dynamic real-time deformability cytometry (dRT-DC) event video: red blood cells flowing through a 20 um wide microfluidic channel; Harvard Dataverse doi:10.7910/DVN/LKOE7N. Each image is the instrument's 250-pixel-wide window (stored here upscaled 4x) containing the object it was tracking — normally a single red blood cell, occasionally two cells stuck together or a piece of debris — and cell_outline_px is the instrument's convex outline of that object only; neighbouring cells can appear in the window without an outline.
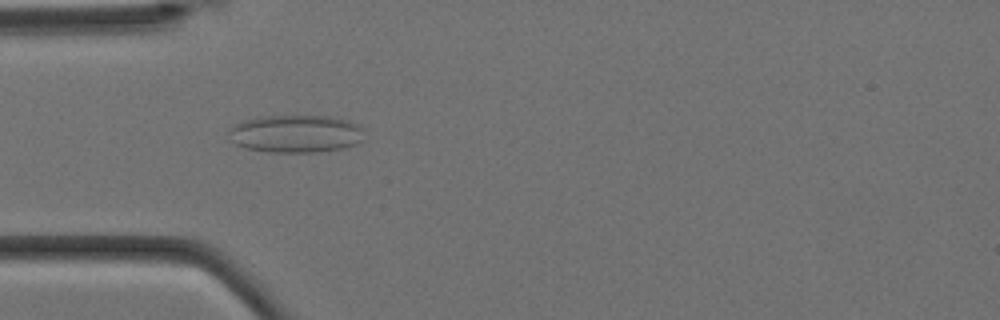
{"species": "Egyptian fruit bat (a non-hibernating species)", "species_latin": "Rousettus aegyptiacus", "temperature_condition": "cold", "stored_images_in_passage": 5, "camera_frame_rate_fps": 3000, "um_per_image_px": 0.085, "animal": {"sex": "female"}, "frame": {"image": 1, "passage_image": 4, "time_ms": 1.0, "image_size_px": [1000, 320], "cell_outline_px": [[364, 128], [360, 140], [356, 144], [340, 148], [316, 152], [268, 152], [244, 148], [228, 140], [228, 128], [244, 120], [260, 116], [332, 116], [348, 120], [360, 124]], "centroid_in_image_um": [25.1, 11.36], "position_along_channel_um": 59.9, "area_um2": 30.06}}